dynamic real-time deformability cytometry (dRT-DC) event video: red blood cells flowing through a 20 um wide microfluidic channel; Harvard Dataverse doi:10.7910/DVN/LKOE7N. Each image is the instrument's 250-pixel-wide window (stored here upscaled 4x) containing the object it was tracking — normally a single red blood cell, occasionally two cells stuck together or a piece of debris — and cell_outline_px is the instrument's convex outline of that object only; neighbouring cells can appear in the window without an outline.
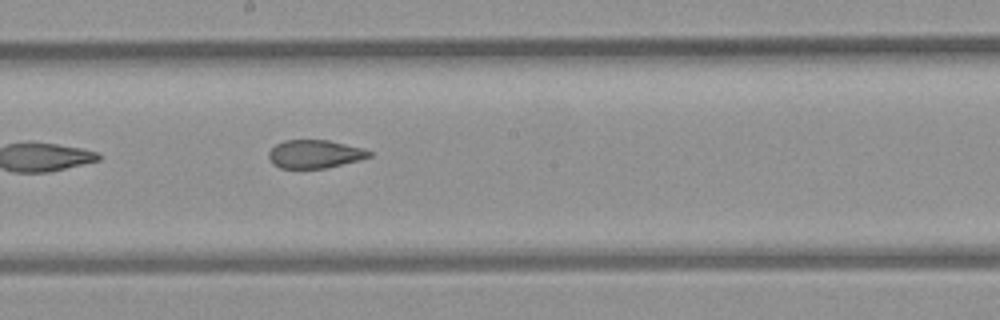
{"species": "common noctule bat (a hibernating species)", "species_latin": "Nyctalus noctula", "temperature_condition": "room temperature", "stored_images_in_passage": 7, "camera_frame_rate_fps": 3000, "um_per_image_px": 0.085, "animal": {"sex": "female", "body_mass_g": 21.9}, "frame": {"image": 1, "passage_image": 7, "time_ms": 7.0, "image_size_px": [1000, 320], "cell_outline_px": [[372, 156], [360, 160], [328, 168], [280, 168], [272, 164], [268, 156], [268, 152], [276, 144], [284, 140], [328, 140], [364, 148], [372, 152]], "centroid_in_image_um": [26.77, 13.09], "position_along_channel_um": 221.4, "area_um2": 16.7}}